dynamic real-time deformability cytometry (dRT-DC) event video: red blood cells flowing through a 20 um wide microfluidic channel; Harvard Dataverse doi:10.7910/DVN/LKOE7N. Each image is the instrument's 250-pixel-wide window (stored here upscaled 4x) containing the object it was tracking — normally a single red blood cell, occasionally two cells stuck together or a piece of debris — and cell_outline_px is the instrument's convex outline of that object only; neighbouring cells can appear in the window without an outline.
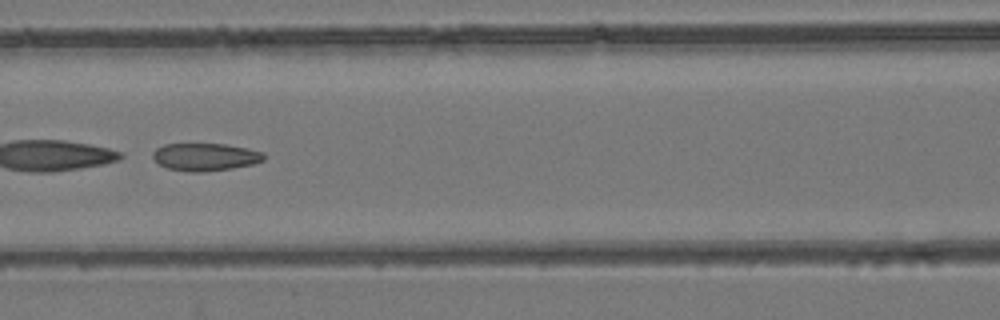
{"species": "common noctule bat (a hibernating species)", "species_latin": "Nyctalus noctula", "temperature_condition": "room temperature", "stored_images_in_passage": 10, "camera_frame_rate_fps": 3000, "um_per_image_px": 0.085, "animal": {"sex": "female", "body_mass_g": 24.6, "forearm_length_mm": 56.2}, "frame": {"image": 1, "passage_image": 7, "time_ms": 2.0, "image_size_px": [1000, 320], "cell_outline_px": [[264, 160], [256, 164], [232, 168], [200, 172], [188, 172], [168, 168], [160, 164], [152, 156], [152, 152], [156, 148], [164, 144], [224, 144], [264, 152]], "centroid_in_image_um": [17.45, 13.34], "position_along_channel_um": 149.1, "area_um2": 17.8}}